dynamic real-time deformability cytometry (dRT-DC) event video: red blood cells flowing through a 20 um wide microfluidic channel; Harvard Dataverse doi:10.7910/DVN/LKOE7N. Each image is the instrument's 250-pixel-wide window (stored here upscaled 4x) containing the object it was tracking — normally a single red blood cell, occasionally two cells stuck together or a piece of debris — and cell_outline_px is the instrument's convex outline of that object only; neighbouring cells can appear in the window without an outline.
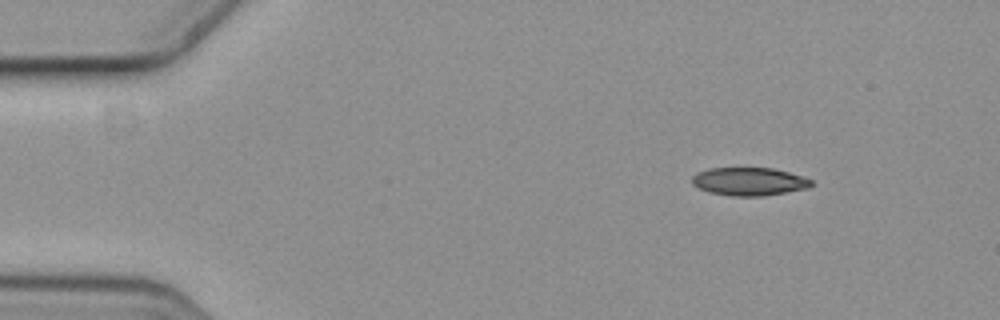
{"species": "common noctule bat (a hibernating species)", "species_latin": "Nyctalus noctula", "temperature_condition": "cold", "stored_images_in_passage": 5, "segment_of_instrument_passage": [1, 2], "camera_frame_rate_fps": 3000, "um_per_image_px": 0.085, "animal": {"sex": "female", "body_mass_g": 19.3, "forearm_length_mm": 54.1}, "frame": {"image": 1, "passage_image": 1, "time_ms": 0.0, "image_size_px": [1000, 320], "cell_outline_px": [[812, 184], [808, 188], [764, 196], [732, 196], [708, 192], [692, 184], [692, 176], [708, 168], [772, 168], [804, 176], [812, 180]], "centroid_in_image_um": [63.69, 15.43], "position_along_channel_um": 21.3, "area_um2": 19.48}}
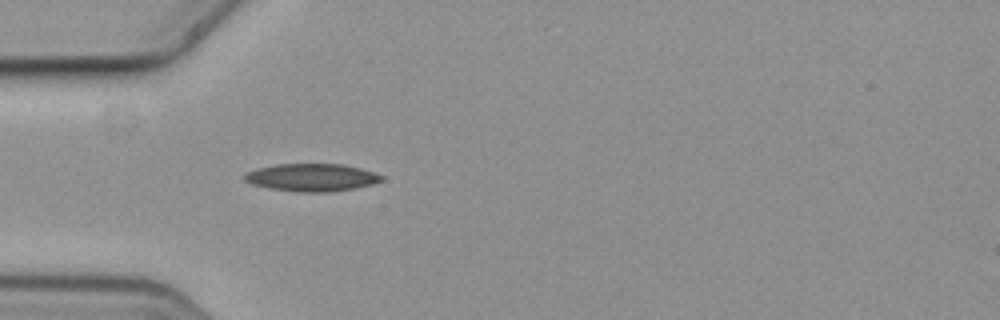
{"frame": {"image": 2, "passage_image": 4, "time_ms": 1.0, "image_size_px": [1000, 320], "cell_outline_px": [[384, 180], [372, 184], [356, 188], [328, 192], [296, 192], [268, 188], [252, 184], [244, 180], [244, 172], [256, 168], [276, 164], [344, 164], [360, 168], [384, 176]], "centroid_in_image_um": [26.47, 15.08], "position_along_channel_um": 58.5, "area_um2": 22.25}}